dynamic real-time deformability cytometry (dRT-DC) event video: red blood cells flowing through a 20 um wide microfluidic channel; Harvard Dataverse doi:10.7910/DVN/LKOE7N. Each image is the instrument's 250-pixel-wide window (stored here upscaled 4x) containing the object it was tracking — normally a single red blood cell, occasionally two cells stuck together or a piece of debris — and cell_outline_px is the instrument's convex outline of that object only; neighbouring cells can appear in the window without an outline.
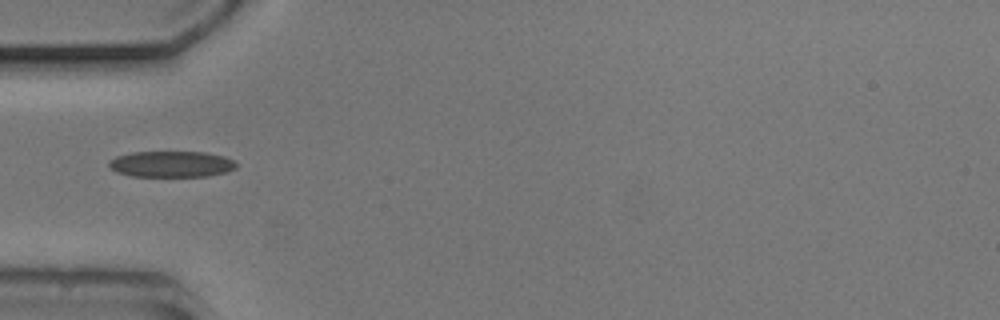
{"species": "common noctule bat (a hibernating species)", "species_latin": "Nyctalus noctula", "temperature_condition": "cold", "stored_images_in_passage": 16, "camera_frame_rate_fps": 3000, "um_per_image_px": 0.085, "animal": {"sex": "male", "body_mass_g": 20.5, "forearm_length_mm": 52.5}, "frame": {"image": 1, "passage_image": 1, "time_ms": 0.0, "image_size_px": [1000, 320], "cell_outline_px": [[236, 168], [228, 172], [208, 176], [132, 176], [116, 172], [108, 164], [108, 160], [116, 156], [132, 152], [204, 152], [224, 156], [232, 160], [236, 164]], "centroid_in_image_um": [14.56, 13.95], "position_along_channel_um": 70.4, "area_um2": 19.36}}
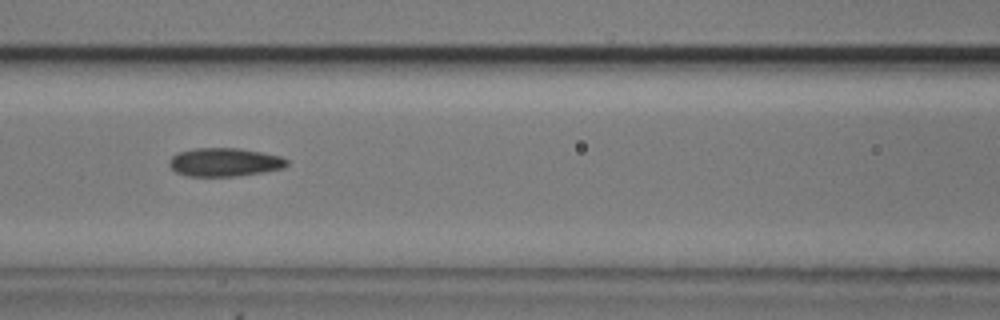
{"frame": {"image": 2, "passage_image": 7, "time_ms": 2.0, "image_size_px": [1000, 320], "cell_outline_px": [[288, 164], [284, 168], [264, 172], [236, 176], [188, 176], [176, 172], [168, 164], [168, 160], [176, 152], [196, 148], [240, 148], [280, 156], [288, 160]], "centroid_in_image_um": [19.07, 13.78], "position_along_channel_um": 147.5, "area_um2": 19.59}}